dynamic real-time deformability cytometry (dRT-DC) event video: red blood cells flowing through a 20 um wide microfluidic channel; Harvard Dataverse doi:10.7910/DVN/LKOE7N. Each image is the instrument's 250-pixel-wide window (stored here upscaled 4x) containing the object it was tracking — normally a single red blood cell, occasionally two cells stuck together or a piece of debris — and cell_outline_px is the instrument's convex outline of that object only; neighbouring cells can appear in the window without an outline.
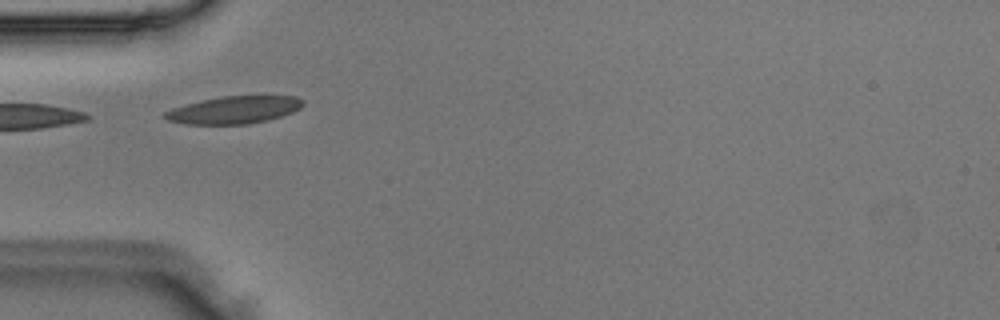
{"species": "Egyptian fruit bat (a non-hibernating species)", "species_latin": "Rousettus aegyptiacus", "temperature_condition": "room temperature", "stored_images_in_passage": 33, "camera_frame_rate_fps": 3000, "um_per_image_px": 0.085, "animal": {"sex": "male"}, "frame": {"image": 1, "passage_image": 1, "time_ms": 0.0, "image_size_px": [1000, 320], "cell_outline_px": [[304, 104], [300, 108], [292, 112], [268, 120], [248, 124], [184, 124], [168, 120], [164, 116], [164, 112], [172, 108], [200, 100], [224, 96], [296, 96], [304, 100]], "centroid_in_image_um": [19.9, 9.34], "position_along_channel_um": 65.1, "area_um2": 22.02}}